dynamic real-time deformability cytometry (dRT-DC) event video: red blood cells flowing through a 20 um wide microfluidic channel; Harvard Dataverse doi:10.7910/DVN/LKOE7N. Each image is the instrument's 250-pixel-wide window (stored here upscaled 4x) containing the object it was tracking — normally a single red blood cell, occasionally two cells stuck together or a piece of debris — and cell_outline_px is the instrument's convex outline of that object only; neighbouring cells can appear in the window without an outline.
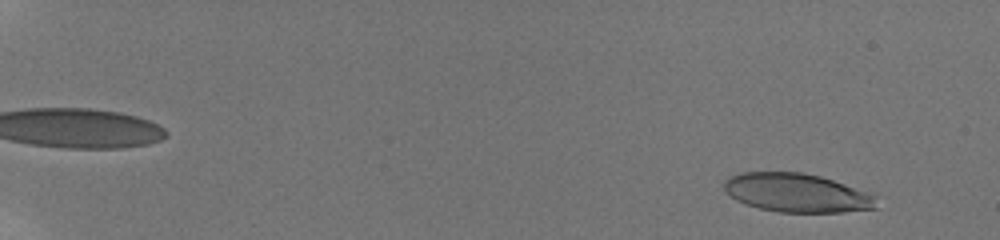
{"species": "human", "species_latin": "Homo sapiens", "temperature_condition": "room temperature", "stored_images_in_passage": 57, "camera_frame_rate_fps": 3000, "um_per_image_px": 0.085, "donor": {"sex": "male"}, "frame": {"image": 1, "passage_image": 5, "time_ms": 1.333, "image_size_px": [1000, 240], "cell_outline_px": [[880, 208], [844, 212], [780, 212], [760, 208], [744, 204], [736, 200], [724, 192], [724, 180], [728, 176], [740, 172], [804, 172], [820, 176], [844, 184], [876, 196]], "centroid_in_image_um": [67.71, 16.39], "position_along_channel_um": 17.3, "area_um2": 34.62}}
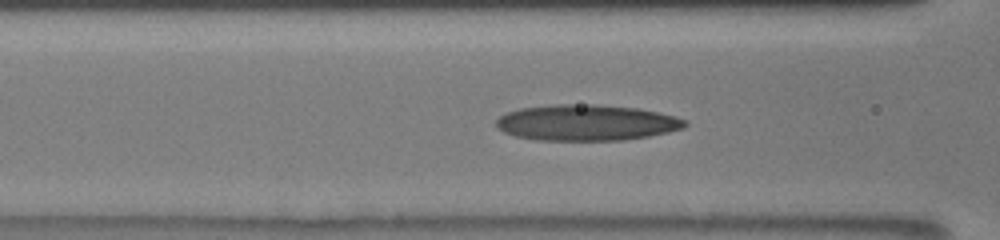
{"frame": {"image": 2, "passage_image": 28, "time_ms": 9.0, "image_size_px": [1000, 240], "cell_outline_px": [[688, 124], [684, 128], [668, 132], [648, 136], [624, 140], [536, 140], [516, 136], [504, 132], [496, 128], [496, 120], [504, 112], [520, 108], [556, 104], [596, 104], [640, 108], [676, 116], [688, 120]], "centroid_in_image_um": [49.86, 10.42], "position_along_channel_um": 116.7, "area_um2": 39.94}}
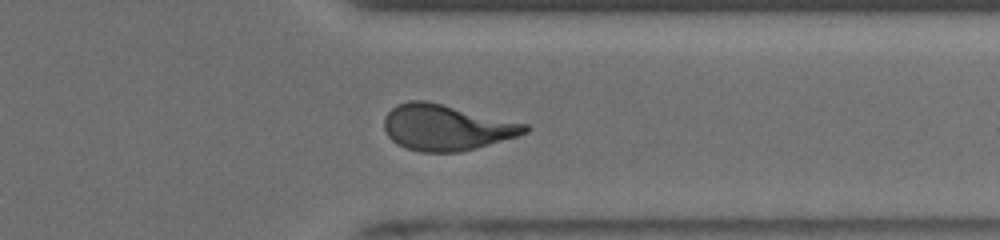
{"frame": {"image": 3, "passage_image": 48, "time_ms": 15.667, "image_size_px": [1000, 240], "cell_outline_px": [[528, 132], [516, 136], [476, 148], [460, 152], [420, 152], [396, 144], [388, 136], [384, 128], [384, 116], [396, 104], [408, 100], [424, 100], [528, 124]], "centroid_in_image_um": [37.89, 10.83], "position_along_channel_um": 373.5, "area_um2": 37.4}, "authors_computed_cell_mechanics": {"area_um2": 37.2232, "velocity_mm_per_s": 3.8589, "shape_relaxation_time_tau1_ms": 10.2843, "shape_relaxation_time_tau2_ms": 1.7262, "deformation_change_tau1": 0.3122, "deformation_change_tau2": 0.1125}}